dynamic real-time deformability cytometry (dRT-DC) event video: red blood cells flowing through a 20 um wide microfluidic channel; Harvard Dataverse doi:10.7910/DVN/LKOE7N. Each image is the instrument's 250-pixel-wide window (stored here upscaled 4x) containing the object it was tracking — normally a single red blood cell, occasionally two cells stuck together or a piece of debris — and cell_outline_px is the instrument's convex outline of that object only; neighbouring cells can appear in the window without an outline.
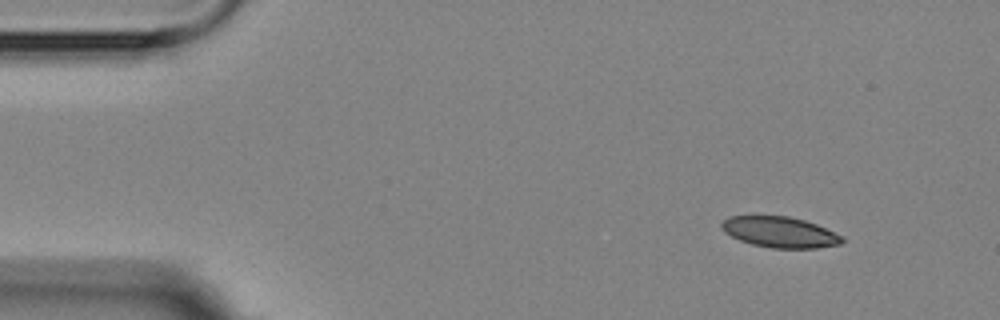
{"species": "Egyptian fruit bat (a non-hibernating species)", "species_latin": "Rousettus aegyptiacus", "temperature_condition": "room temperature", "stored_images_in_passage": 3, "camera_frame_rate_fps": 3000, "um_per_image_px": 0.085, "animal": {"sex": "female"}, "frame": {"image": 1, "passage_image": 1, "time_ms": 0.0, "image_size_px": [1000, 320], "cell_outline_px": [[844, 240], [840, 244], [816, 248], [772, 248], [752, 244], [740, 240], [724, 232], [720, 228], [720, 224], [728, 216], [788, 216], [804, 220], [816, 224], [844, 236]], "centroid_in_image_um": [66.29, 19.73], "position_along_channel_um": 18.7, "area_um2": 21.62}}